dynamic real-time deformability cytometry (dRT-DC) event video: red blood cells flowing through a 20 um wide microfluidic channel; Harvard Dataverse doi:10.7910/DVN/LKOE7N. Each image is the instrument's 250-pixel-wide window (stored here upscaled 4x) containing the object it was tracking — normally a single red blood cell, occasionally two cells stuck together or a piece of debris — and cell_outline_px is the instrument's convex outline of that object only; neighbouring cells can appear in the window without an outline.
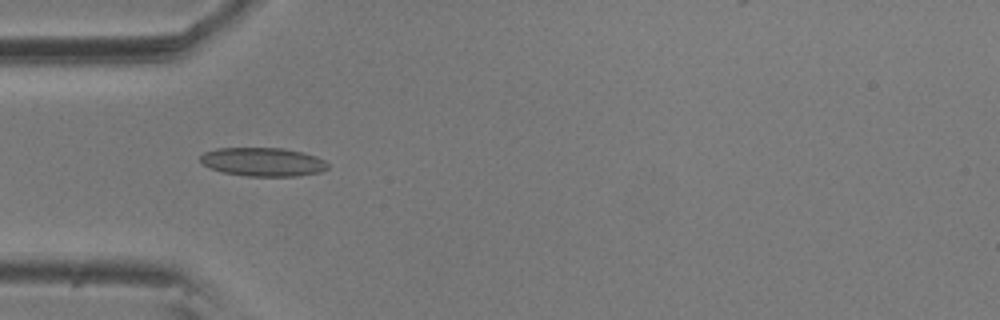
{"species": "common noctule bat (a hibernating species)", "species_latin": "Nyctalus noctula", "temperature_condition": "room temperature", "stored_images_in_passage": 6, "camera_frame_rate_fps": 3000, "um_per_image_px": 0.085, "animal": {"sex": "male", "body_mass_g": 20.5, "forearm_length_mm": 52.5}, "frame": {"image": 1, "passage_image": 1, "time_ms": 0.0, "image_size_px": [1000, 320], "cell_outline_px": [[328, 168], [320, 172], [300, 176], [248, 176], [224, 172], [212, 168], [204, 164], [200, 160], [200, 156], [204, 152], [216, 148], [284, 148], [316, 156], [324, 160], [328, 164]], "centroid_in_image_um": [22.37, 13.76], "position_along_channel_um": 62.6, "area_um2": 21.15}}
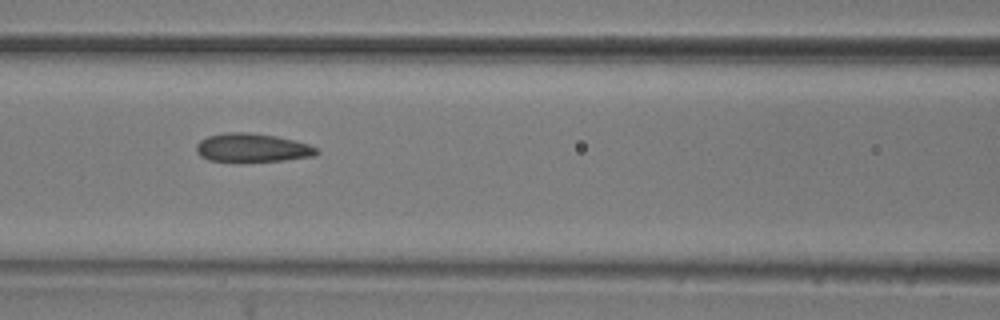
{"frame": {"image": 2, "passage_image": 3, "time_ms": 0.667, "image_size_px": [1000, 320], "cell_outline_px": [[320, 152], [312, 156], [284, 160], [240, 164], [208, 160], [200, 156], [196, 152], [196, 144], [200, 140], [208, 136], [224, 132], [248, 132], [276, 136], [296, 140], [308, 144], [316, 148]], "centroid_in_image_um": [21.39, 12.59], "position_along_channel_um": 145.2, "area_um2": 20.81}}
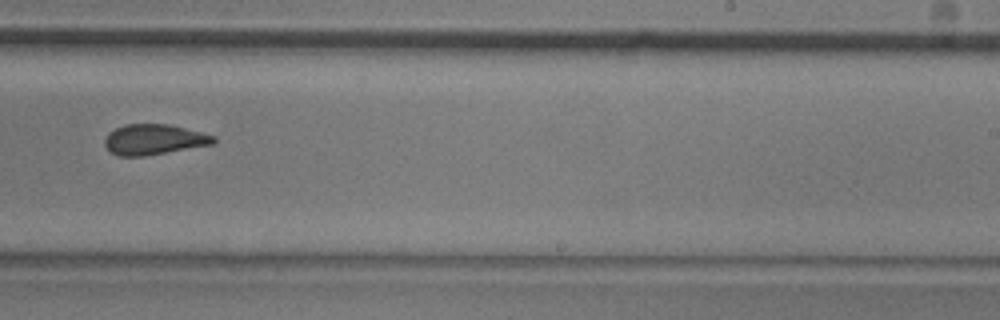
{"frame": {"image": 3, "passage_image": 6, "time_ms": 1.667, "image_size_px": [1000, 320], "cell_outline_px": [[216, 144], [144, 156], [120, 156], [112, 152], [104, 144], [104, 140], [108, 132], [124, 124], [168, 124], [216, 136]], "centroid_in_image_um": [13.1, 11.86], "position_along_channel_um": 275.9, "area_um2": 19.31}}